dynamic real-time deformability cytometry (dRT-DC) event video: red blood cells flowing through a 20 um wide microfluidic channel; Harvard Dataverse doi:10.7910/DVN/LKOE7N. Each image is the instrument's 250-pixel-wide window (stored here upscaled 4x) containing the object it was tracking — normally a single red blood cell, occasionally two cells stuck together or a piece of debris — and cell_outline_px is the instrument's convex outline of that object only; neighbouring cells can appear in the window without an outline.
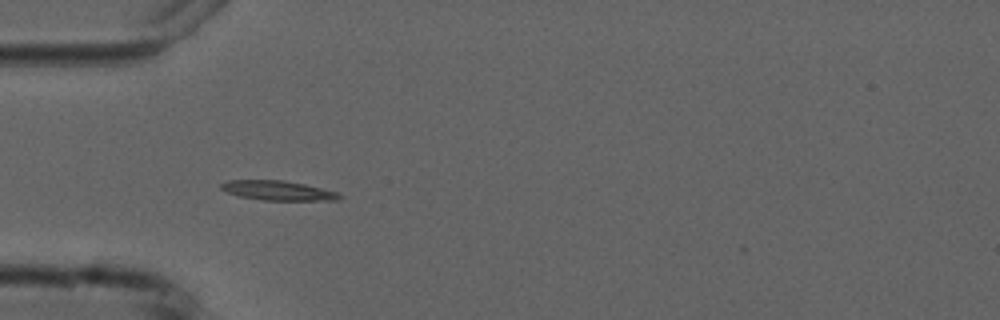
{"species": "common noctule bat (a hibernating species)", "species_latin": "Nyctalus noctula", "temperature_condition": "cold", "stored_images_in_passage": 9, "camera_frame_rate_fps": 3000, "um_per_image_px": 0.085, "animal": {"sex": "male", "forearm_length_mm": 52.5}, "frame": {"image": 1, "passage_image": 3, "time_ms": 3.333, "image_size_px": [1000, 320], "cell_outline_px": [[344, 196], [340, 200], [264, 200], [240, 196], [228, 192], [220, 188], [220, 184], [228, 180], [284, 180], [304, 184], [336, 192]], "centroid_in_image_um": [23.64, 16.19], "position_along_channel_um": 61.4, "area_um2": 13.35}}
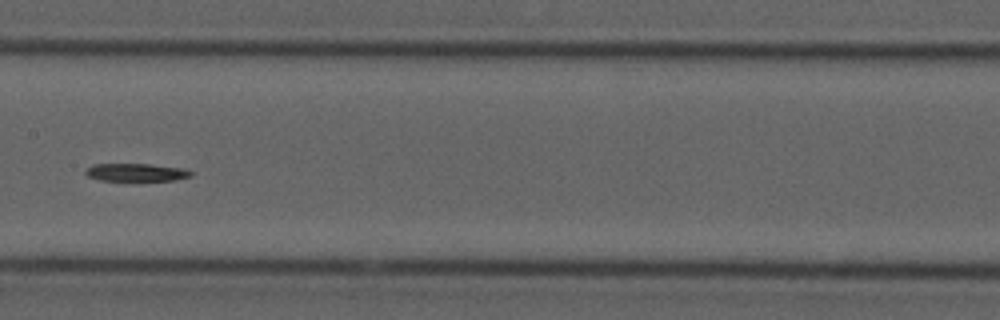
{"frame": {"image": 2, "passage_image": 6, "time_ms": 7.0, "image_size_px": [1000, 320], "cell_outline_px": [[192, 176], [176, 180], [100, 180], [88, 176], [84, 172], [92, 164], [148, 164], [184, 168], [192, 172]], "centroid_in_image_um": [11.59, 14.64], "position_along_channel_um": 195.8, "area_um2": 10.81}}
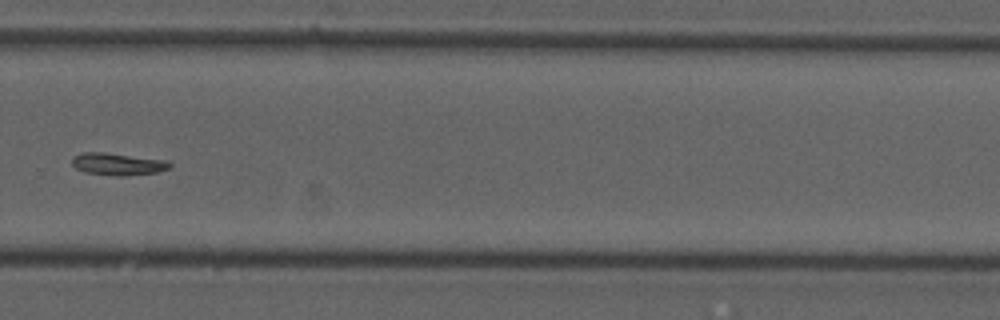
{"frame": {"image": 3, "passage_image": 9, "time_ms": 10.333, "image_size_px": [1000, 320], "cell_outline_px": [[172, 164], [168, 168], [156, 172], [124, 176], [116, 176], [84, 172], [76, 168], [72, 164], [72, 156], [84, 152], [104, 152], [164, 160]], "centroid_in_image_um": [9.95, 13.94], "position_along_channel_um": 319.8, "area_um2": 12.48}}